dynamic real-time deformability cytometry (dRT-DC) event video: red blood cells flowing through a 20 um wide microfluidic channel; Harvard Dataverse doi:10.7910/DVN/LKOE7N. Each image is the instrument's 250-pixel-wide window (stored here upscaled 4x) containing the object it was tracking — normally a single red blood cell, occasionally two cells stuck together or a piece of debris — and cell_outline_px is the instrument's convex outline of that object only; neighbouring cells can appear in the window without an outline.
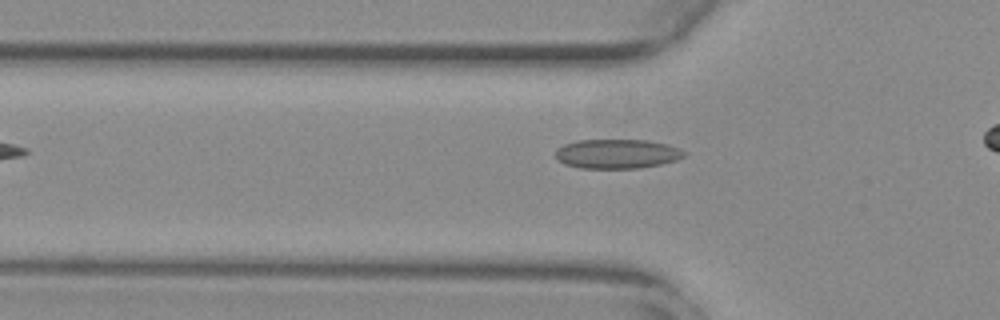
{"species": "common noctule bat (a hibernating species)", "species_latin": "Nyctalus noctula", "temperature_condition": "warm", "stored_images_in_passage": 30, "camera_frame_rate_fps": 3000, "um_per_image_px": 0.085, "animal": {"sex": "female", "body_mass_g": 29.2, "forearm_length_mm": 56.3}, "frame": {"image": 1, "passage_image": 3, "time_ms": 0.667, "image_size_px": [1000, 320], "cell_outline_px": [[684, 156], [676, 160], [660, 164], [640, 168], [580, 168], [564, 164], [556, 156], [556, 148], [564, 144], [576, 140], [648, 140], [668, 144], [680, 148], [684, 152]], "centroid_in_image_um": [52.44, 13.07], "position_along_channel_um": 73.4, "area_um2": 22.02}}
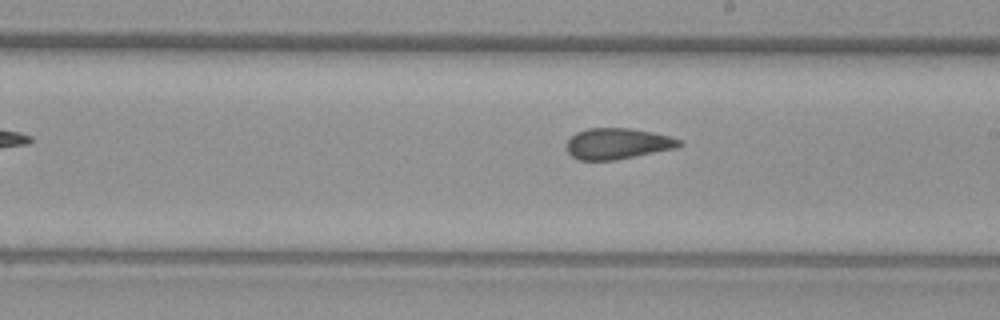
{"frame": {"image": 2, "passage_image": 16, "time_ms": 5.0, "image_size_px": [1000, 320], "cell_outline_px": [[684, 144], [676, 148], [616, 160], [580, 160], [572, 156], [564, 148], [564, 144], [576, 132], [588, 128], [628, 128], [652, 132], [684, 140]], "centroid_in_image_um": [52.48, 12.21], "position_along_channel_um": 236.5, "area_um2": 20.52}}
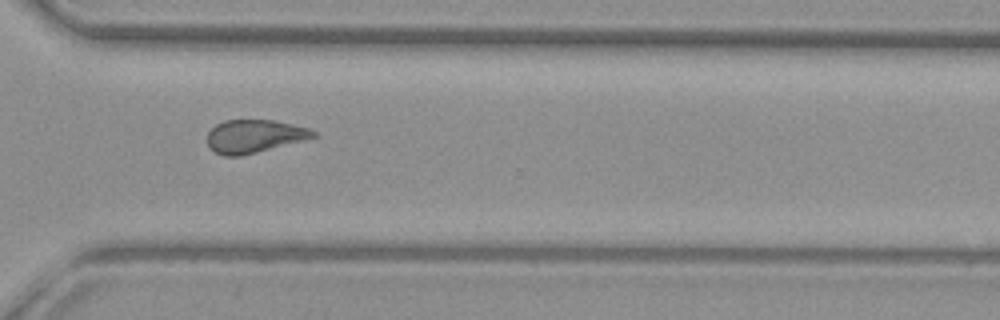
{"frame": {"image": 3, "passage_image": 25, "time_ms": 8.0, "image_size_px": [1000, 320], "cell_outline_px": [[316, 136], [304, 140], [240, 156], [224, 156], [208, 148], [208, 132], [216, 124], [224, 120], [272, 120], [292, 124], [308, 128], [316, 132]], "centroid_in_image_um": [21.58, 11.57], "position_along_channel_um": 349.0, "area_um2": 20.23}}